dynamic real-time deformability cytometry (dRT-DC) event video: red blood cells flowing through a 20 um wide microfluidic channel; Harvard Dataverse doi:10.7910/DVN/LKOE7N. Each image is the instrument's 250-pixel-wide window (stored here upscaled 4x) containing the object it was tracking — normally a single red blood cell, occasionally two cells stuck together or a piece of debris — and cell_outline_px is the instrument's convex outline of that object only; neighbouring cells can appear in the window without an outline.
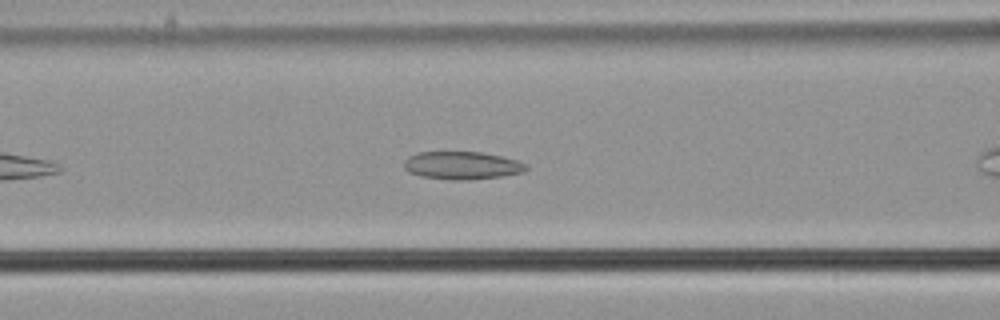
{"species": "common noctule bat (a hibernating species)", "species_latin": "Nyctalus noctula", "temperature_condition": "cold", "stored_images_in_passage": 14, "camera_frame_rate_fps": 3000, "um_per_image_px": 0.085, "animal": {"sex": "male", "body_mass_g": 21.5, "forearm_length_mm": 52.0}, "frame": {"image": 1, "passage_image": 3, "time_ms": 0.667, "image_size_px": [1000, 320], "cell_outline_px": [[528, 168], [524, 172], [504, 176], [468, 180], [452, 180], [420, 176], [408, 172], [404, 168], [404, 160], [408, 156], [420, 152], [480, 152], [500, 156], [516, 160], [524, 164]], "centroid_in_image_um": [39.24, 14.07], "position_along_channel_um": 127.4, "area_um2": 19.83}}
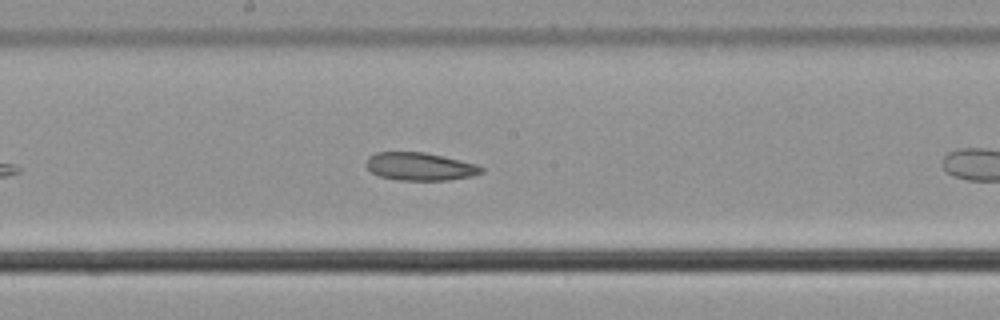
{"frame": {"image": 2, "passage_image": 10, "time_ms": 3.0, "image_size_px": [1000, 320], "cell_outline_px": [[484, 172], [472, 176], [448, 180], [396, 180], [380, 176], [372, 172], [368, 168], [368, 156], [376, 152], [424, 152], [444, 156], [476, 164], [484, 168]], "centroid_in_image_um": [35.73, 14.15], "position_along_channel_um": 212.5, "area_um2": 18.67}}